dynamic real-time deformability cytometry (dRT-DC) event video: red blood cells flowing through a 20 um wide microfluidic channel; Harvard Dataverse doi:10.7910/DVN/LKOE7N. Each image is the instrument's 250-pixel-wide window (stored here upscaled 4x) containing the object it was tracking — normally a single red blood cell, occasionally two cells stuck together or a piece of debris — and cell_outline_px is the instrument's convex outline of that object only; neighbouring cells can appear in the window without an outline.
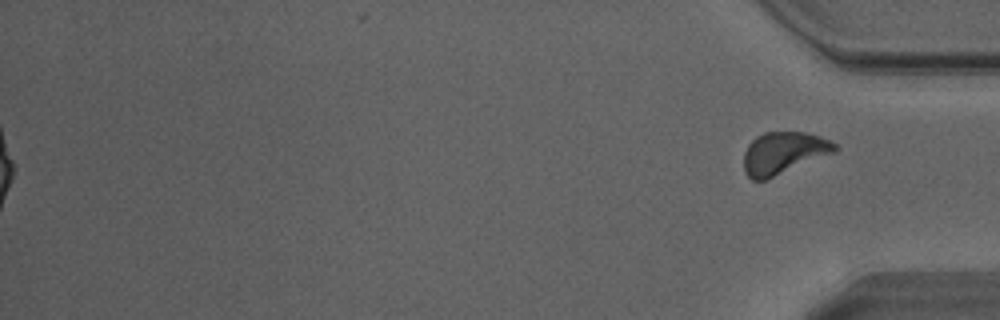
{"species": "Egyptian fruit bat (a non-hibernating species)", "species_latin": "Rousettus aegyptiacus", "temperature_condition": "warm", "stored_images_in_passage": 37, "segment_of_instrument_passage": [2, 2], "camera_frame_rate_fps": 3000, "um_per_image_px": 0.085, "animal": {"sex": "male"}, "frame": {"image": 1, "passage_image": 37, "time_ms": 12.0, "image_size_px": [1000, 320], "cell_outline_px": [[840, 148], [836, 152], [764, 180], [752, 180], [744, 172], [744, 152], [748, 144], [756, 136], [764, 132], [804, 132], [820, 136], [836, 144]], "centroid_in_image_um": [66.6, 12.99], "position_along_channel_um": 368.6, "area_um2": 22.31}}